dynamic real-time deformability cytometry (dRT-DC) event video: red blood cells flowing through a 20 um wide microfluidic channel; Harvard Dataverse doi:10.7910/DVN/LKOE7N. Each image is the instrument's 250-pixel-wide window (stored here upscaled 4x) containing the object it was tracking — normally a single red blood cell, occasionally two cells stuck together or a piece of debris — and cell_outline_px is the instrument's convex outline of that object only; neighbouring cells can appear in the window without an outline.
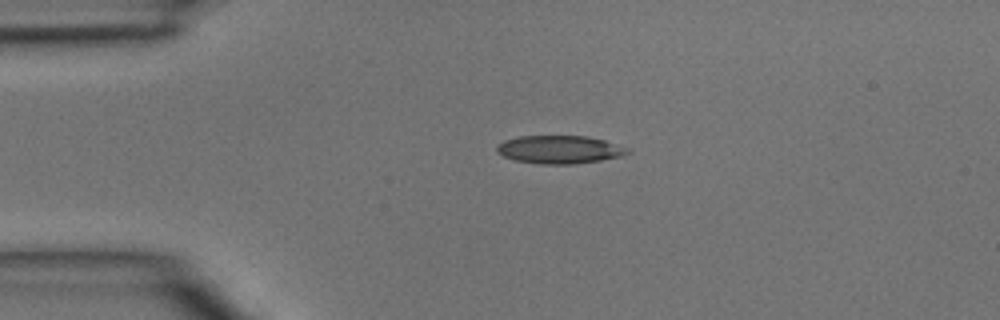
{"species": "common noctule bat (a hibernating species)", "species_latin": "Nyctalus noctula", "temperature_condition": "room temperature", "stored_images_in_passage": 35, "camera_frame_rate_fps": 3000, "um_per_image_px": 0.085, "animal": {"sex": "male", "body_mass_g": 15.6}, "frame": {"image": 1, "passage_image": 1, "time_ms": 0.0, "image_size_px": [1000, 320], "cell_outline_px": [[632, 152], [624, 156], [600, 160], [572, 164], [540, 164], [516, 160], [504, 156], [496, 152], [496, 148], [504, 140], [520, 136], [588, 136], [604, 140], [628, 148]], "centroid_in_image_um": [47.59, 12.71], "position_along_channel_um": 37.4, "area_um2": 21.33}}
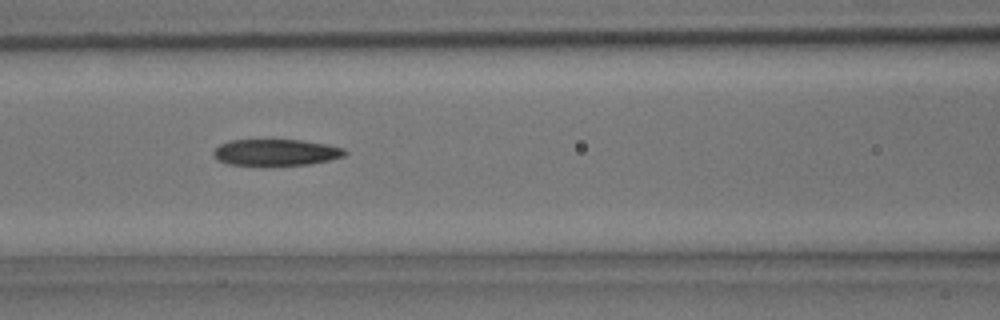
{"frame": {"image": 2, "passage_image": 10, "time_ms": 3.0, "image_size_px": [1000, 320], "cell_outline_px": [[348, 152], [344, 156], [328, 160], [308, 164], [264, 168], [228, 164], [216, 160], [212, 156], [212, 152], [220, 144], [228, 140], [300, 140], [328, 144], [344, 148]], "centroid_in_image_um": [23.39, 12.99], "position_along_channel_um": 143.2, "area_um2": 21.15}}
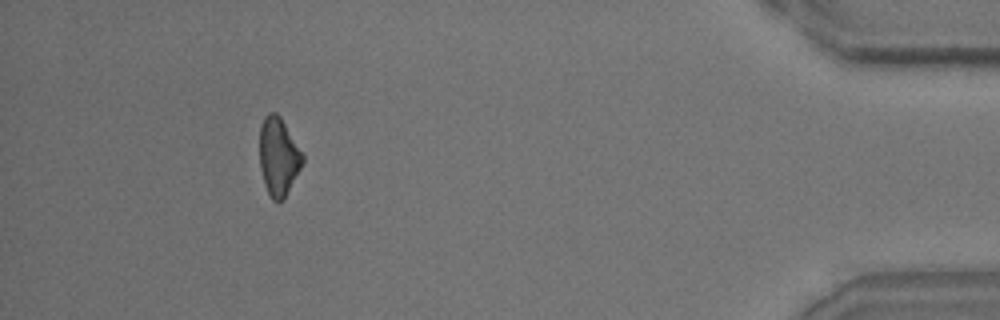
{"frame": {"image": 3, "passage_image": 32, "time_ms": 10.333, "image_size_px": [1000, 320], "cell_outline_px": [[304, 160], [284, 200], [272, 200], [264, 184], [260, 168], [260, 124], [264, 116], [268, 112], [276, 112], [280, 116], [304, 156]], "centroid_in_image_um": [23.65, 13.29], "position_along_channel_um": 411.5, "area_um2": 19.42}}